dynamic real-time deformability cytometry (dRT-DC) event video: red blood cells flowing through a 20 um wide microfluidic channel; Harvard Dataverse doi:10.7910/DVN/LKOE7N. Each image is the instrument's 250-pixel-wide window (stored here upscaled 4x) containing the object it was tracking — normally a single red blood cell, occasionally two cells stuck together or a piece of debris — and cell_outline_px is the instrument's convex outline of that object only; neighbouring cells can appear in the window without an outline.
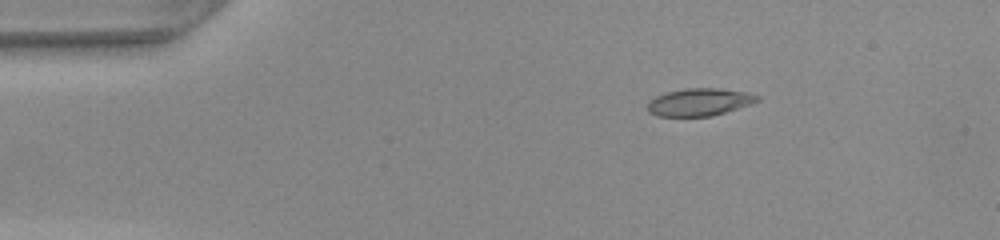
{"species": "common noctule bat (a hibernating species)", "species_latin": "Nyctalus noctula", "temperature_condition": "warm", "stored_images_in_passage": 7, "camera_frame_rate_fps": 3000, "um_per_image_px": 0.085, "animal": {"sex": "female", "body_mass_g": 22.0, "forearm_length_mm": 56.7}, "frame": {"image": 1, "passage_image": 1, "time_ms": 0.0, "image_size_px": [1000, 240], "cell_outline_px": [[760, 100], [752, 104], [712, 116], [656, 116], [648, 112], [648, 104], [656, 96], [668, 92], [684, 88], [720, 88], [748, 92], [760, 96]], "centroid_in_image_um": [59.5, 8.67], "position_along_channel_um": 25.5, "area_um2": 17.63}}